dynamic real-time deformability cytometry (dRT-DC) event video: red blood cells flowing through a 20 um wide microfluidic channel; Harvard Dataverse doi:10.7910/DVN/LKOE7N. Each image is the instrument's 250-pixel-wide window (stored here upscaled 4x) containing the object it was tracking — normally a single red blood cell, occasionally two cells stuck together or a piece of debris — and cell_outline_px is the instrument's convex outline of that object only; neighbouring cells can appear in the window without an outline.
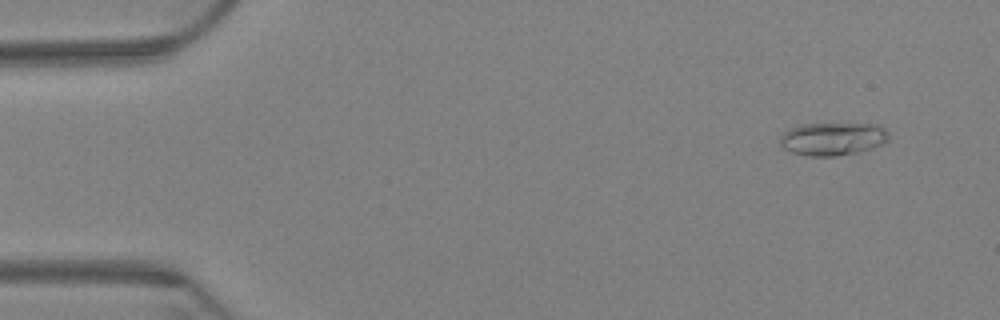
{"species": "Egyptian fruit bat (a non-hibernating species)", "species_latin": "Rousettus aegyptiacus", "temperature_condition": "warm", "stored_images_in_passage": 5, "camera_frame_rate_fps": 3000, "um_per_image_px": 0.085, "animal": {"sex": "female"}, "frame": {"image": 1, "passage_image": 1, "time_ms": 0.0, "image_size_px": [1000, 320], "cell_outline_px": [[888, 140], [884, 144], [872, 148], [856, 152], [836, 156], [808, 156], [792, 152], [784, 148], [780, 144], [780, 136], [784, 132], [800, 124], [880, 124], [888, 132]], "centroid_in_image_um": [70.8, 11.8], "position_along_channel_um": 14.2, "area_um2": 20.87}}
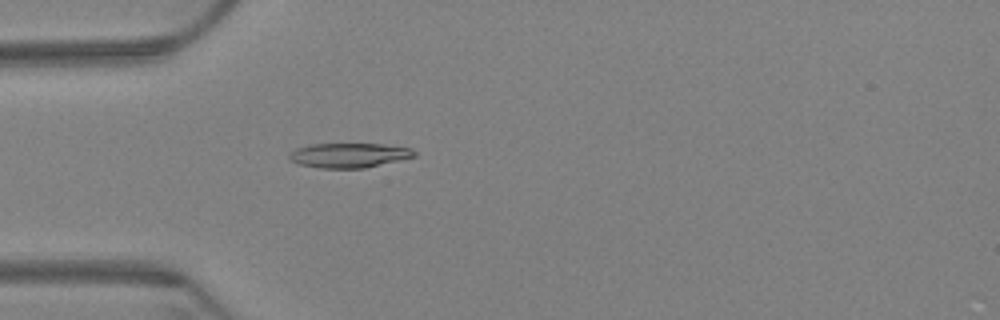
{"frame": {"image": 2, "passage_image": 5, "time_ms": 1.333, "image_size_px": [1000, 320], "cell_outline_px": [[416, 156], [364, 168], [320, 168], [300, 164], [288, 160], [288, 156], [296, 148], [308, 144], [384, 144], [412, 148], [416, 152]], "centroid_in_image_um": [29.66, 13.19], "position_along_channel_um": 55.3, "area_um2": 17.92}}